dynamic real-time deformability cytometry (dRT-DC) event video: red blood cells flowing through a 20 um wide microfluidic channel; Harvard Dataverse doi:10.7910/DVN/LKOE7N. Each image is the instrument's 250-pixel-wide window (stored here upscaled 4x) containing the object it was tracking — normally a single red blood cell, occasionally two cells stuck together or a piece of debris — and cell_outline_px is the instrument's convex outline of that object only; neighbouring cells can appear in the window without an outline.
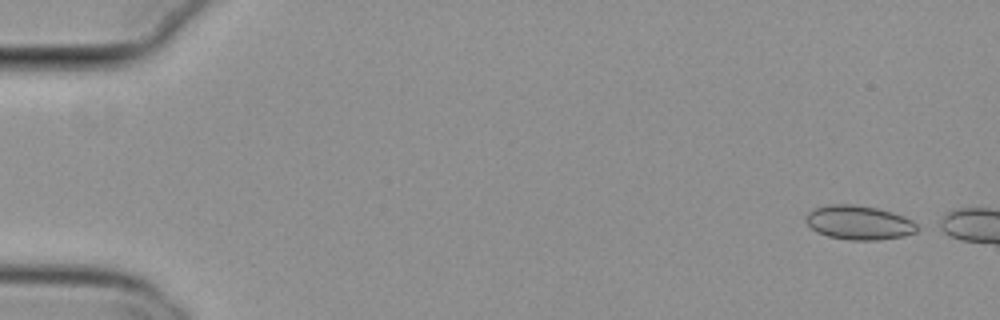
{"species": "common noctule bat (a hibernating species)", "species_latin": "Nyctalus noctula", "temperature_condition": "cold", "stored_images_in_passage": 5, "camera_frame_rate_fps": 3000, "um_per_image_px": 0.085, "animal": {"sex": "female", "body_mass_g": 29.2, "forearm_length_mm": 56.3}, "frame": {"image": 1, "passage_image": 2, "time_ms": 0.333, "image_size_px": [1000, 320], "cell_outline_px": [[924, 228], [916, 232], [904, 236], [876, 240], [848, 240], [828, 236], [816, 232], [804, 220], [808, 212], [816, 208], [828, 204], [852, 204], [876, 208], [892, 212], [904, 216], [912, 220]], "centroid_in_image_um": [73.05, 18.93], "position_along_channel_um": 11.9, "area_um2": 22.37}}